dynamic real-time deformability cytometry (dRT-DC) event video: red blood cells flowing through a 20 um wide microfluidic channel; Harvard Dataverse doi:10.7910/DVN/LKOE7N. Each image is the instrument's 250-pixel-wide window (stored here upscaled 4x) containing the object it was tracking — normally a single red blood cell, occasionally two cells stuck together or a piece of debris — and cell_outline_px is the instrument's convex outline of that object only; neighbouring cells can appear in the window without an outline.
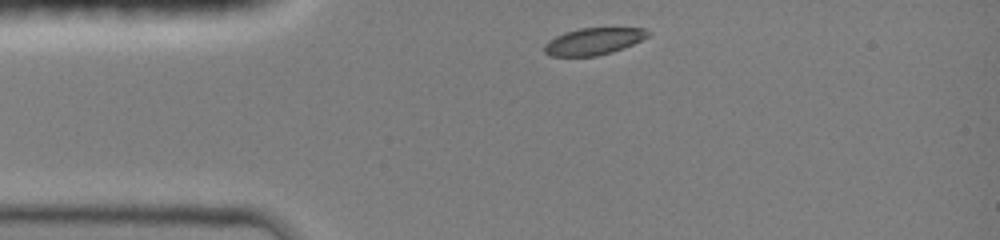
{"species": "common noctule bat (a hibernating species)", "species_latin": "Nyctalus noctula", "temperature_condition": "room temperature", "stored_images_in_passage": 41, "camera_frame_rate_fps": 3000, "um_per_image_px": 0.085, "animal": {"sex": "female", "body_mass_g": 19.0, "forearm_length_mm": 51.5}, "frame": {"image": 1, "passage_image": 1, "time_ms": 0.0, "image_size_px": [1000, 240], "cell_outline_px": [[652, 32], [648, 36], [632, 44], [612, 52], [596, 56], [548, 56], [544, 52], [544, 44], [548, 40], [564, 32], [580, 28], [644, 28]], "centroid_in_image_um": [50.42, 3.51], "position_along_channel_um": 34.6, "area_um2": 16.24}}
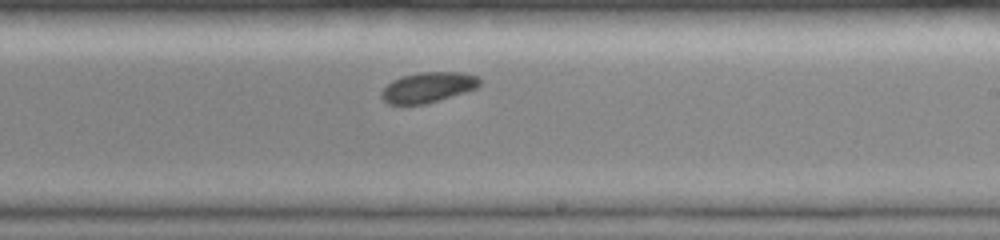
{"frame": {"image": 2, "passage_image": 24, "time_ms": 6.0, "image_size_px": [1000, 240], "cell_outline_px": [[480, 84], [476, 88], [464, 92], [424, 104], [388, 104], [380, 96], [380, 92], [392, 80], [400, 76], [420, 72], [464, 72], [480, 76]], "centroid_in_image_um": [36.37, 7.4], "position_along_channel_um": 252.6, "area_um2": 17.34}}
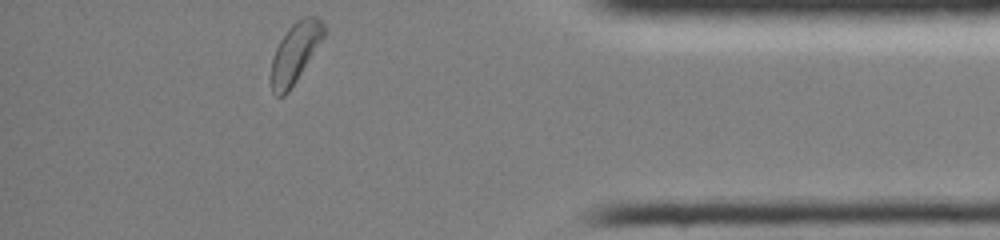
{"frame": {"image": 3, "passage_image": 41, "time_ms": 10.333, "image_size_px": [1000, 240], "cell_outline_px": [[324, 36], [296, 80], [288, 92], [284, 96], [276, 96], [272, 92], [268, 76], [272, 60], [276, 48], [280, 40], [288, 28], [296, 20], [304, 16], [316, 16], [324, 24]], "centroid_in_image_um": [25.03, 4.51], "position_along_channel_um": 410.2, "area_um2": 18.38}, "authors_computed_cell_mechanics": {"area_um2": 17.918, "velocity_mm_per_s": 4.1188, "shape_relaxation_time_tau1_ms": 1.6939, "shape_relaxation_time_tau2_ms": null, "deformation_change_tau1": 0.0624, "deformation_change_tau2": null}}